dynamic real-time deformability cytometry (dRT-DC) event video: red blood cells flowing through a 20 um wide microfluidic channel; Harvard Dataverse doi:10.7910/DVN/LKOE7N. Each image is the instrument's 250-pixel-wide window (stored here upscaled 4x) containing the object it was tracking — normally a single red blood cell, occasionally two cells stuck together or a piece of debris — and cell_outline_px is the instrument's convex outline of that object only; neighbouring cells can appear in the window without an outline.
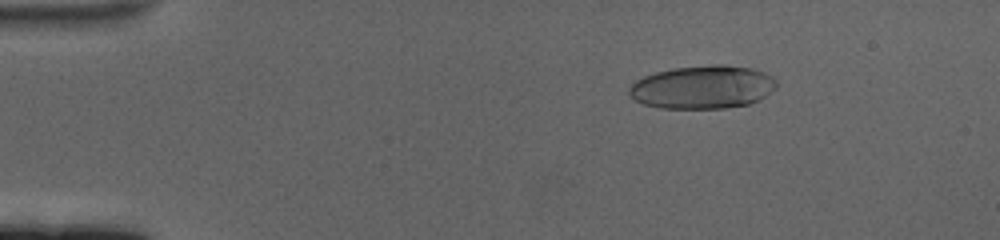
{"species": "human", "species_latin": "Homo sapiens", "temperature_condition": "cold", "stored_images_in_passage": 61, "camera_frame_rate_fps": 3000, "um_per_image_px": 0.085, "donor": {"sex": "female"}, "frame": {"image": 1, "passage_image": 10, "time_ms": 3.0, "image_size_px": [1000, 240], "cell_outline_px": [[776, 88], [764, 96], [748, 104], [724, 108], [660, 108], [644, 104], [636, 100], [628, 92], [628, 88], [636, 80], [644, 76], [656, 72], [672, 68], [712, 64], [724, 64], [752, 68], [764, 72], [772, 76], [776, 80]], "centroid_in_image_um": [59.72, 7.39], "position_along_channel_um": 25.3, "area_um2": 37.11}}
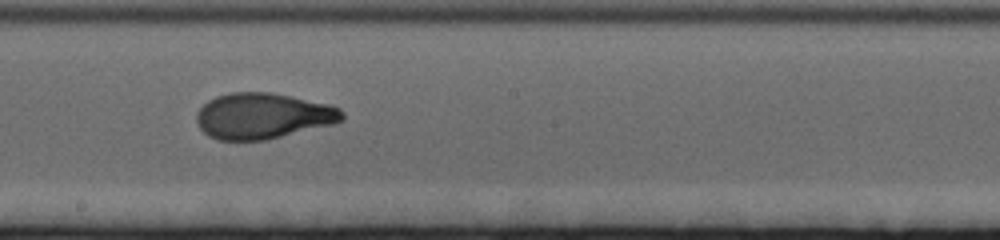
{"frame": {"image": 2, "passage_image": 35, "time_ms": 11.333, "image_size_px": [1000, 240], "cell_outline_px": [[344, 120], [332, 124], [264, 140], [216, 140], [208, 136], [200, 128], [196, 120], [196, 112], [208, 100], [216, 96], [228, 92], [272, 92], [328, 104], [340, 108], [344, 112]], "centroid_in_image_um": [22.32, 9.84], "position_along_channel_um": 225.9, "area_um2": 38.9}}
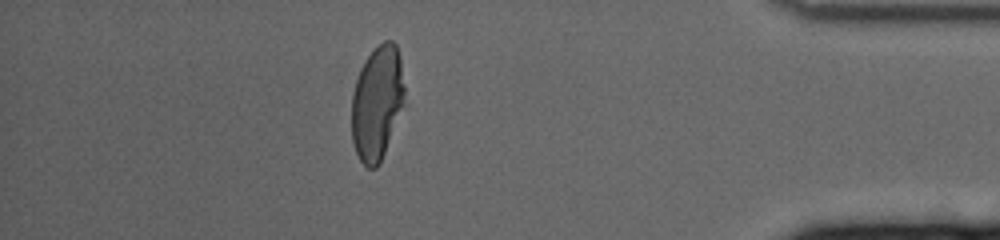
{"frame": {"image": 3, "passage_image": 54, "time_ms": 17.667, "image_size_px": [1000, 240], "cell_outline_px": [[404, 104], [380, 164], [376, 168], [368, 168], [360, 160], [356, 152], [352, 140], [352, 92], [360, 68], [364, 60], [384, 40], [392, 40], [396, 44], [400, 56], [404, 88]], "centroid_in_image_um": [32.05, 8.74], "position_along_channel_um": 403.2, "area_um2": 35.2}, "authors_computed_cell_mechanics": {"area_um2": 37.7434, "velocity_mm_per_s": 3.3771, "shape_relaxation_time_tau1_ms": 5.3956, "shape_relaxation_time_tau2_ms": 1.0886, "deformation_change_tau1": 0.2244, "deformation_change_tau2": 0.0668}}